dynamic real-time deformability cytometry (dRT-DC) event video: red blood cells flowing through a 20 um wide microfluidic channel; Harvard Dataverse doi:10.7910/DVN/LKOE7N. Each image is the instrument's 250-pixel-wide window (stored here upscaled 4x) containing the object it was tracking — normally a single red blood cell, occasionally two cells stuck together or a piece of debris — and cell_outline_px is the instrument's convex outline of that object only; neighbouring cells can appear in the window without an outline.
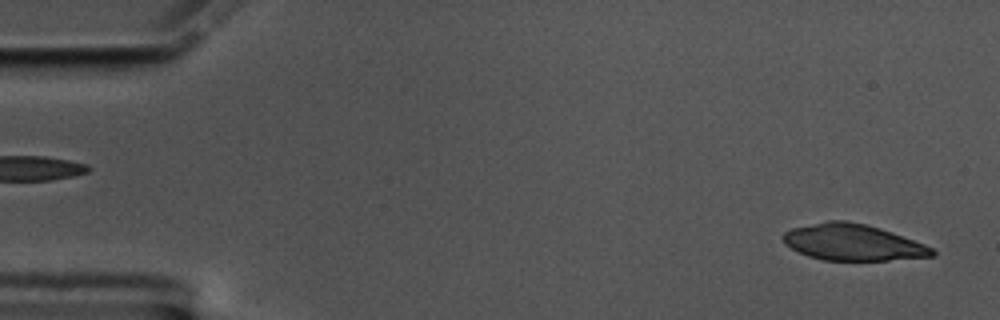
{"species": "common noctule bat (a hibernating species)", "species_latin": "Nyctalus noctula", "temperature_condition": "cold", "stored_images_in_passage": 56, "camera_frame_rate_fps": 3000, "um_per_image_px": 0.085, "animal": {"sex": "male", "body_mass_g": 17.5, "forearm_length_mm": 52.3}, "frame": {"image": 1, "passage_image": 2, "time_ms": 0.333, "image_size_px": [1000, 320], "cell_outline_px": [[936, 256], [888, 260], [824, 260], [808, 256], [792, 248], [784, 240], [784, 232], [792, 228], [828, 220], [844, 220], [864, 224], [880, 228], [892, 232], [924, 244], [932, 248], [936, 252]], "centroid_in_image_um": [72.52, 20.6], "position_along_channel_um": 12.5, "area_um2": 31.15}}